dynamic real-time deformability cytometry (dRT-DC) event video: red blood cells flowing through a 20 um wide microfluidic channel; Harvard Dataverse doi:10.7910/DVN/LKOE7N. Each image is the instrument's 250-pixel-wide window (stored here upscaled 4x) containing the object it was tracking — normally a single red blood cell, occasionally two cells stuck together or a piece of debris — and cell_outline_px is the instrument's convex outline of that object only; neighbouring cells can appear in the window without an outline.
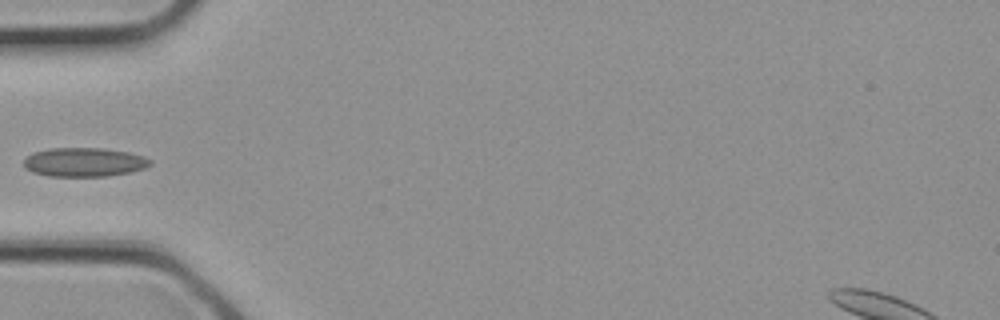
{"species": "common noctule bat (a hibernating species)", "species_latin": "Nyctalus noctula", "temperature_condition": "cold", "stored_images_in_passage": 3, "camera_frame_rate_fps": 3000, "um_per_image_px": 0.085, "animal": {"sex": "female", "body_mass_g": 21.9}, "frame": {"image": 1, "passage_image": 3, "time_ms": 0.667, "image_size_px": [1000, 320], "cell_outline_px": [[152, 164], [144, 168], [128, 172], [108, 176], [48, 176], [32, 172], [24, 168], [24, 160], [32, 152], [48, 148], [104, 148], [128, 152], [144, 156], [152, 160]], "centroid_in_image_um": [7.14, 13.78], "position_along_channel_um": 77.9, "area_um2": 21.44}}